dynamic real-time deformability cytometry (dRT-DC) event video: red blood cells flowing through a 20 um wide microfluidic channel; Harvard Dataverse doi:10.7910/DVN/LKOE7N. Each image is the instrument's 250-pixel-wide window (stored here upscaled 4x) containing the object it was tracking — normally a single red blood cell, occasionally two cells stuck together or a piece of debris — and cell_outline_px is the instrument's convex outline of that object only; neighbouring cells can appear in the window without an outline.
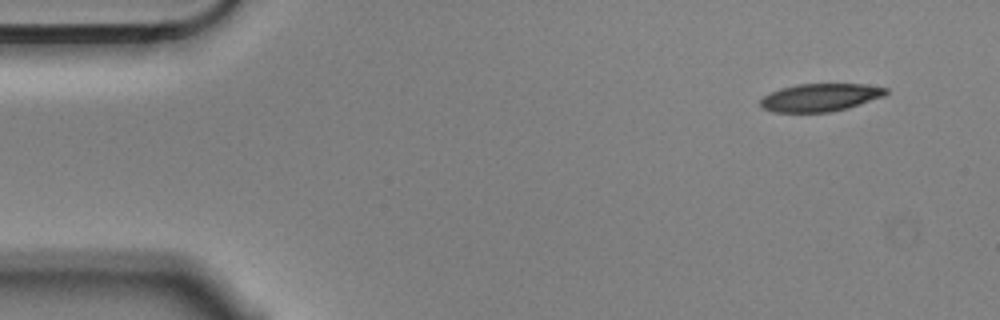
{"species": "Egyptian fruit bat (a non-hibernating species)", "species_latin": "Rousettus aegyptiacus", "temperature_condition": "cold", "stored_images_in_passage": 4, "camera_frame_rate_fps": 3000, "um_per_image_px": 0.085, "animal": {"sex": "male"}, "frame": {"image": 1, "passage_image": 1, "time_ms": 0.0, "image_size_px": [1000, 320], "cell_outline_px": [[888, 92], [884, 96], [848, 108], [832, 112], [772, 112], [764, 108], [760, 104], [760, 100], [764, 96], [780, 88], [796, 84], [864, 84], [888, 88]], "centroid_in_image_um": [69.73, 8.28], "position_along_channel_um": 15.3, "area_um2": 20.35}}